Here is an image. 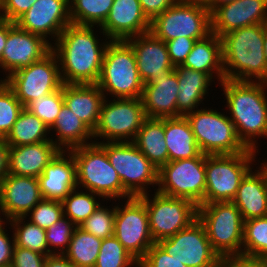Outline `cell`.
<instances>
[{"mask_svg":"<svg viewBox=\"0 0 267 267\" xmlns=\"http://www.w3.org/2000/svg\"><path fill=\"white\" fill-rule=\"evenodd\" d=\"M94 28L71 23L52 43L63 84H97L104 53L111 40L105 38V42H99Z\"/></svg>","mask_w":267,"mask_h":267,"instance_id":"1","label":"cell"},{"mask_svg":"<svg viewBox=\"0 0 267 267\" xmlns=\"http://www.w3.org/2000/svg\"><path fill=\"white\" fill-rule=\"evenodd\" d=\"M219 85L239 139L258 152L256 138L267 137V83L224 79Z\"/></svg>","mask_w":267,"mask_h":267,"instance_id":"2","label":"cell"},{"mask_svg":"<svg viewBox=\"0 0 267 267\" xmlns=\"http://www.w3.org/2000/svg\"><path fill=\"white\" fill-rule=\"evenodd\" d=\"M265 27L266 23L245 26L220 37L225 79L267 83Z\"/></svg>","mask_w":267,"mask_h":267,"instance_id":"3","label":"cell"},{"mask_svg":"<svg viewBox=\"0 0 267 267\" xmlns=\"http://www.w3.org/2000/svg\"><path fill=\"white\" fill-rule=\"evenodd\" d=\"M76 163L77 186L91 191L102 200L120 201L132 196L123 188L122 181L111 165L106 151L92 143L69 150Z\"/></svg>","mask_w":267,"mask_h":267,"instance_id":"4","label":"cell"},{"mask_svg":"<svg viewBox=\"0 0 267 267\" xmlns=\"http://www.w3.org/2000/svg\"><path fill=\"white\" fill-rule=\"evenodd\" d=\"M97 85L105 98L108 95L118 99L142 97L144 83L133 49L125 40L108 43Z\"/></svg>","mask_w":267,"mask_h":267,"instance_id":"5","label":"cell"},{"mask_svg":"<svg viewBox=\"0 0 267 267\" xmlns=\"http://www.w3.org/2000/svg\"><path fill=\"white\" fill-rule=\"evenodd\" d=\"M197 218L219 256L242 255L244 221L232 201L201 204Z\"/></svg>","mask_w":267,"mask_h":267,"instance_id":"6","label":"cell"},{"mask_svg":"<svg viewBox=\"0 0 267 267\" xmlns=\"http://www.w3.org/2000/svg\"><path fill=\"white\" fill-rule=\"evenodd\" d=\"M257 153L249 149L236 154H205L204 203L232 201L242 179L253 169Z\"/></svg>","mask_w":267,"mask_h":267,"instance_id":"7","label":"cell"},{"mask_svg":"<svg viewBox=\"0 0 267 267\" xmlns=\"http://www.w3.org/2000/svg\"><path fill=\"white\" fill-rule=\"evenodd\" d=\"M224 113L200 107L185 115L201 153L236 154L249 150L239 139L229 116Z\"/></svg>","mask_w":267,"mask_h":267,"instance_id":"8","label":"cell"},{"mask_svg":"<svg viewBox=\"0 0 267 267\" xmlns=\"http://www.w3.org/2000/svg\"><path fill=\"white\" fill-rule=\"evenodd\" d=\"M149 32L164 42L184 36L198 41L211 34V13L202 3L176 1L150 21Z\"/></svg>","mask_w":267,"mask_h":267,"instance_id":"9","label":"cell"},{"mask_svg":"<svg viewBox=\"0 0 267 267\" xmlns=\"http://www.w3.org/2000/svg\"><path fill=\"white\" fill-rule=\"evenodd\" d=\"M105 151L111 165L118 173L123 188L132 196L147 194L149 185H158V168L133 142L98 143ZM155 186V187H154Z\"/></svg>","mask_w":267,"mask_h":267,"instance_id":"10","label":"cell"},{"mask_svg":"<svg viewBox=\"0 0 267 267\" xmlns=\"http://www.w3.org/2000/svg\"><path fill=\"white\" fill-rule=\"evenodd\" d=\"M107 99L103 100L99 121L93 132L94 143L133 142L146 119L142 99ZM98 137L103 141L99 142Z\"/></svg>","mask_w":267,"mask_h":267,"instance_id":"11","label":"cell"},{"mask_svg":"<svg viewBox=\"0 0 267 267\" xmlns=\"http://www.w3.org/2000/svg\"><path fill=\"white\" fill-rule=\"evenodd\" d=\"M158 191L161 194L185 198L195 205L204 204L206 188L205 154L191 159L169 161L158 169Z\"/></svg>","mask_w":267,"mask_h":267,"instance_id":"12","label":"cell"},{"mask_svg":"<svg viewBox=\"0 0 267 267\" xmlns=\"http://www.w3.org/2000/svg\"><path fill=\"white\" fill-rule=\"evenodd\" d=\"M138 198L145 204L149 229L155 243L171 237L197 219L198 206L185 198H175L155 191Z\"/></svg>","mask_w":267,"mask_h":267,"instance_id":"13","label":"cell"},{"mask_svg":"<svg viewBox=\"0 0 267 267\" xmlns=\"http://www.w3.org/2000/svg\"><path fill=\"white\" fill-rule=\"evenodd\" d=\"M3 81L14 91L25 107L29 102L62 88L60 67L51 50L41 60L11 73Z\"/></svg>","mask_w":267,"mask_h":267,"instance_id":"14","label":"cell"},{"mask_svg":"<svg viewBox=\"0 0 267 267\" xmlns=\"http://www.w3.org/2000/svg\"><path fill=\"white\" fill-rule=\"evenodd\" d=\"M124 202V206L115 205L113 235L139 262L155 243L149 229L147 209L138 197Z\"/></svg>","mask_w":267,"mask_h":267,"instance_id":"15","label":"cell"},{"mask_svg":"<svg viewBox=\"0 0 267 267\" xmlns=\"http://www.w3.org/2000/svg\"><path fill=\"white\" fill-rule=\"evenodd\" d=\"M157 243L168 255L175 256L188 267H206L219 258L198 218L175 235Z\"/></svg>","mask_w":267,"mask_h":267,"instance_id":"16","label":"cell"},{"mask_svg":"<svg viewBox=\"0 0 267 267\" xmlns=\"http://www.w3.org/2000/svg\"><path fill=\"white\" fill-rule=\"evenodd\" d=\"M52 50V45L43 37L20 29L8 21V36L0 58V68L5 79L13 72L41 60ZM7 73V74H6Z\"/></svg>","mask_w":267,"mask_h":267,"instance_id":"17","label":"cell"},{"mask_svg":"<svg viewBox=\"0 0 267 267\" xmlns=\"http://www.w3.org/2000/svg\"><path fill=\"white\" fill-rule=\"evenodd\" d=\"M15 24L22 30L43 37L52 45L50 36L56 42L61 32L71 24L69 0H37Z\"/></svg>","mask_w":267,"mask_h":267,"instance_id":"18","label":"cell"},{"mask_svg":"<svg viewBox=\"0 0 267 267\" xmlns=\"http://www.w3.org/2000/svg\"><path fill=\"white\" fill-rule=\"evenodd\" d=\"M38 178L7 174L0 182V214L8 222L26 217L30 210L42 200ZM0 215V221H4Z\"/></svg>","mask_w":267,"mask_h":267,"instance_id":"19","label":"cell"},{"mask_svg":"<svg viewBox=\"0 0 267 267\" xmlns=\"http://www.w3.org/2000/svg\"><path fill=\"white\" fill-rule=\"evenodd\" d=\"M267 23V0H237L211 13V33L218 37L245 26Z\"/></svg>","mask_w":267,"mask_h":267,"instance_id":"20","label":"cell"},{"mask_svg":"<svg viewBox=\"0 0 267 267\" xmlns=\"http://www.w3.org/2000/svg\"><path fill=\"white\" fill-rule=\"evenodd\" d=\"M133 49L139 76L144 84L154 82L175 70L169 58L166 43L150 32L125 40Z\"/></svg>","mask_w":267,"mask_h":267,"instance_id":"21","label":"cell"},{"mask_svg":"<svg viewBox=\"0 0 267 267\" xmlns=\"http://www.w3.org/2000/svg\"><path fill=\"white\" fill-rule=\"evenodd\" d=\"M104 38L127 40L148 33L150 20L144 14L139 0H114L105 22L98 27Z\"/></svg>","mask_w":267,"mask_h":267,"instance_id":"22","label":"cell"},{"mask_svg":"<svg viewBox=\"0 0 267 267\" xmlns=\"http://www.w3.org/2000/svg\"><path fill=\"white\" fill-rule=\"evenodd\" d=\"M38 181L43 199L62 201L78 187L76 163L72 154L60 151L44 168Z\"/></svg>","mask_w":267,"mask_h":267,"instance_id":"23","label":"cell"},{"mask_svg":"<svg viewBox=\"0 0 267 267\" xmlns=\"http://www.w3.org/2000/svg\"><path fill=\"white\" fill-rule=\"evenodd\" d=\"M256 169L245 175L232 200L243 221L267 216V161Z\"/></svg>","mask_w":267,"mask_h":267,"instance_id":"24","label":"cell"},{"mask_svg":"<svg viewBox=\"0 0 267 267\" xmlns=\"http://www.w3.org/2000/svg\"><path fill=\"white\" fill-rule=\"evenodd\" d=\"M178 92L179 83L175 70H170L154 82L144 84L141 99L146 118L178 117Z\"/></svg>","mask_w":267,"mask_h":267,"instance_id":"25","label":"cell"},{"mask_svg":"<svg viewBox=\"0 0 267 267\" xmlns=\"http://www.w3.org/2000/svg\"><path fill=\"white\" fill-rule=\"evenodd\" d=\"M60 151L53 142L10 147L8 173L38 178Z\"/></svg>","mask_w":267,"mask_h":267,"instance_id":"26","label":"cell"},{"mask_svg":"<svg viewBox=\"0 0 267 267\" xmlns=\"http://www.w3.org/2000/svg\"><path fill=\"white\" fill-rule=\"evenodd\" d=\"M64 104L93 132L105 99L97 84H63Z\"/></svg>","mask_w":267,"mask_h":267,"instance_id":"27","label":"cell"},{"mask_svg":"<svg viewBox=\"0 0 267 267\" xmlns=\"http://www.w3.org/2000/svg\"><path fill=\"white\" fill-rule=\"evenodd\" d=\"M179 83L177 95L178 117L185 116L198 109L205 96L208 94L212 78L203 72L193 70L181 65L175 67Z\"/></svg>","mask_w":267,"mask_h":267,"instance_id":"28","label":"cell"},{"mask_svg":"<svg viewBox=\"0 0 267 267\" xmlns=\"http://www.w3.org/2000/svg\"><path fill=\"white\" fill-rule=\"evenodd\" d=\"M52 130L56 132L57 138L51 137L50 139L61 151L66 152L73 148L94 143L93 131L65 104L61 107L54 125L50 128V131Z\"/></svg>","mask_w":267,"mask_h":267,"instance_id":"29","label":"cell"},{"mask_svg":"<svg viewBox=\"0 0 267 267\" xmlns=\"http://www.w3.org/2000/svg\"><path fill=\"white\" fill-rule=\"evenodd\" d=\"M181 66L206 73L213 79L216 74L217 81L221 83L225 78L220 37L211 33L206 38L196 41Z\"/></svg>","mask_w":267,"mask_h":267,"instance_id":"30","label":"cell"},{"mask_svg":"<svg viewBox=\"0 0 267 267\" xmlns=\"http://www.w3.org/2000/svg\"><path fill=\"white\" fill-rule=\"evenodd\" d=\"M164 131L169 161L191 159L201 153L185 116L164 118Z\"/></svg>","mask_w":267,"mask_h":267,"instance_id":"31","label":"cell"},{"mask_svg":"<svg viewBox=\"0 0 267 267\" xmlns=\"http://www.w3.org/2000/svg\"><path fill=\"white\" fill-rule=\"evenodd\" d=\"M164 118H146L133 143L158 169L169 162Z\"/></svg>","mask_w":267,"mask_h":267,"instance_id":"32","label":"cell"},{"mask_svg":"<svg viewBox=\"0 0 267 267\" xmlns=\"http://www.w3.org/2000/svg\"><path fill=\"white\" fill-rule=\"evenodd\" d=\"M50 129L32 112L23 108L11 131L4 138L10 147L36 144L40 142H52Z\"/></svg>","mask_w":267,"mask_h":267,"instance_id":"33","label":"cell"},{"mask_svg":"<svg viewBox=\"0 0 267 267\" xmlns=\"http://www.w3.org/2000/svg\"><path fill=\"white\" fill-rule=\"evenodd\" d=\"M101 242L102 239L84 231L80 227H76L69 247L63 255L79 267H94Z\"/></svg>","mask_w":267,"mask_h":267,"instance_id":"34","label":"cell"},{"mask_svg":"<svg viewBox=\"0 0 267 267\" xmlns=\"http://www.w3.org/2000/svg\"><path fill=\"white\" fill-rule=\"evenodd\" d=\"M114 0H69L71 23L100 27L107 19Z\"/></svg>","mask_w":267,"mask_h":267,"instance_id":"35","label":"cell"},{"mask_svg":"<svg viewBox=\"0 0 267 267\" xmlns=\"http://www.w3.org/2000/svg\"><path fill=\"white\" fill-rule=\"evenodd\" d=\"M26 217H18L6 222L13 228L15 246L30 249L32 251L51 255L46 241V229L32 224L29 220L25 223Z\"/></svg>","mask_w":267,"mask_h":267,"instance_id":"36","label":"cell"},{"mask_svg":"<svg viewBox=\"0 0 267 267\" xmlns=\"http://www.w3.org/2000/svg\"><path fill=\"white\" fill-rule=\"evenodd\" d=\"M79 191V188H74L63 200V212L77 227H79L95 210L100 203L96 200L99 195L85 190ZM66 210V211H65Z\"/></svg>","mask_w":267,"mask_h":267,"instance_id":"37","label":"cell"},{"mask_svg":"<svg viewBox=\"0 0 267 267\" xmlns=\"http://www.w3.org/2000/svg\"><path fill=\"white\" fill-rule=\"evenodd\" d=\"M242 255L267 260V216L244 221Z\"/></svg>","mask_w":267,"mask_h":267,"instance_id":"38","label":"cell"},{"mask_svg":"<svg viewBox=\"0 0 267 267\" xmlns=\"http://www.w3.org/2000/svg\"><path fill=\"white\" fill-rule=\"evenodd\" d=\"M138 263L113 235L102 239L94 267H138Z\"/></svg>","mask_w":267,"mask_h":267,"instance_id":"39","label":"cell"},{"mask_svg":"<svg viewBox=\"0 0 267 267\" xmlns=\"http://www.w3.org/2000/svg\"><path fill=\"white\" fill-rule=\"evenodd\" d=\"M24 106L16 98L14 91L0 80V138H5L19 117Z\"/></svg>","mask_w":267,"mask_h":267,"instance_id":"40","label":"cell"},{"mask_svg":"<svg viewBox=\"0 0 267 267\" xmlns=\"http://www.w3.org/2000/svg\"><path fill=\"white\" fill-rule=\"evenodd\" d=\"M64 104L62 88L29 102L24 108L36 115L50 129Z\"/></svg>","mask_w":267,"mask_h":267,"instance_id":"41","label":"cell"},{"mask_svg":"<svg viewBox=\"0 0 267 267\" xmlns=\"http://www.w3.org/2000/svg\"><path fill=\"white\" fill-rule=\"evenodd\" d=\"M115 206L112 209L102 204L79 227L100 239L113 236Z\"/></svg>","mask_w":267,"mask_h":267,"instance_id":"42","label":"cell"},{"mask_svg":"<svg viewBox=\"0 0 267 267\" xmlns=\"http://www.w3.org/2000/svg\"><path fill=\"white\" fill-rule=\"evenodd\" d=\"M76 227L77 226L65 215L61 216L52 226L48 227L46 229V241L49 253L64 254L69 247L71 237Z\"/></svg>","mask_w":267,"mask_h":267,"instance_id":"43","label":"cell"},{"mask_svg":"<svg viewBox=\"0 0 267 267\" xmlns=\"http://www.w3.org/2000/svg\"><path fill=\"white\" fill-rule=\"evenodd\" d=\"M62 201L42 199L27 214L32 224L47 229L64 215Z\"/></svg>","mask_w":267,"mask_h":267,"instance_id":"44","label":"cell"},{"mask_svg":"<svg viewBox=\"0 0 267 267\" xmlns=\"http://www.w3.org/2000/svg\"><path fill=\"white\" fill-rule=\"evenodd\" d=\"M138 267H188L175 256L168 255L158 244L154 243L147 254L139 261Z\"/></svg>","mask_w":267,"mask_h":267,"instance_id":"45","label":"cell"},{"mask_svg":"<svg viewBox=\"0 0 267 267\" xmlns=\"http://www.w3.org/2000/svg\"><path fill=\"white\" fill-rule=\"evenodd\" d=\"M197 40L188 37H178L173 40H169L166 43L169 58L174 67L182 65L193 49Z\"/></svg>","mask_w":267,"mask_h":267,"instance_id":"46","label":"cell"},{"mask_svg":"<svg viewBox=\"0 0 267 267\" xmlns=\"http://www.w3.org/2000/svg\"><path fill=\"white\" fill-rule=\"evenodd\" d=\"M45 260L44 254L15 246L11 267H44Z\"/></svg>","mask_w":267,"mask_h":267,"instance_id":"47","label":"cell"},{"mask_svg":"<svg viewBox=\"0 0 267 267\" xmlns=\"http://www.w3.org/2000/svg\"><path fill=\"white\" fill-rule=\"evenodd\" d=\"M37 0H1L0 19L15 22Z\"/></svg>","mask_w":267,"mask_h":267,"instance_id":"48","label":"cell"},{"mask_svg":"<svg viewBox=\"0 0 267 267\" xmlns=\"http://www.w3.org/2000/svg\"><path fill=\"white\" fill-rule=\"evenodd\" d=\"M5 220L0 221V267H11L15 247L14 235L9 238L4 228Z\"/></svg>","mask_w":267,"mask_h":267,"instance_id":"49","label":"cell"},{"mask_svg":"<svg viewBox=\"0 0 267 267\" xmlns=\"http://www.w3.org/2000/svg\"><path fill=\"white\" fill-rule=\"evenodd\" d=\"M221 267H267V260L244 255H223Z\"/></svg>","mask_w":267,"mask_h":267,"instance_id":"50","label":"cell"},{"mask_svg":"<svg viewBox=\"0 0 267 267\" xmlns=\"http://www.w3.org/2000/svg\"><path fill=\"white\" fill-rule=\"evenodd\" d=\"M176 1L177 0H139L144 14L150 21L170 8Z\"/></svg>","mask_w":267,"mask_h":267,"instance_id":"51","label":"cell"},{"mask_svg":"<svg viewBox=\"0 0 267 267\" xmlns=\"http://www.w3.org/2000/svg\"><path fill=\"white\" fill-rule=\"evenodd\" d=\"M9 148L4 138H0V182L8 174Z\"/></svg>","mask_w":267,"mask_h":267,"instance_id":"52","label":"cell"},{"mask_svg":"<svg viewBox=\"0 0 267 267\" xmlns=\"http://www.w3.org/2000/svg\"><path fill=\"white\" fill-rule=\"evenodd\" d=\"M44 267H79L69 261L63 254H51L46 256Z\"/></svg>","mask_w":267,"mask_h":267,"instance_id":"53","label":"cell"},{"mask_svg":"<svg viewBox=\"0 0 267 267\" xmlns=\"http://www.w3.org/2000/svg\"><path fill=\"white\" fill-rule=\"evenodd\" d=\"M8 36V21L0 19V58Z\"/></svg>","mask_w":267,"mask_h":267,"instance_id":"54","label":"cell"},{"mask_svg":"<svg viewBox=\"0 0 267 267\" xmlns=\"http://www.w3.org/2000/svg\"><path fill=\"white\" fill-rule=\"evenodd\" d=\"M233 1H237V0H208L204 5L208 9V11L212 13L219 6L227 4V3H231Z\"/></svg>","mask_w":267,"mask_h":267,"instance_id":"55","label":"cell"},{"mask_svg":"<svg viewBox=\"0 0 267 267\" xmlns=\"http://www.w3.org/2000/svg\"><path fill=\"white\" fill-rule=\"evenodd\" d=\"M263 47H264V54H265V58H266V65H267V23H266V27H265Z\"/></svg>","mask_w":267,"mask_h":267,"instance_id":"56","label":"cell"},{"mask_svg":"<svg viewBox=\"0 0 267 267\" xmlns=\"http://www.w3.org/2000/svg\"><path fill=\"white\" fill-rule=\"evenodd\" d=\"M180 2L202 3L205 4L208 0H177Z\"/></svg>","mask_w":267,"mask_h":267,"instance_id":"57","label":"cell"},{"mask_svg":"<svg viewBox=\"0 0 267 267\" xmlns=\"http://www.w3.org/2000/svg\"><path fill=\"white\" fill-rule=\"evenodd\" d=\"M206 267H221V256H219V258L214 263Z\"/></svg>","mask_w":267,"mask_h":267,"instance_id":"58","label":"cell"}]
</instances>
